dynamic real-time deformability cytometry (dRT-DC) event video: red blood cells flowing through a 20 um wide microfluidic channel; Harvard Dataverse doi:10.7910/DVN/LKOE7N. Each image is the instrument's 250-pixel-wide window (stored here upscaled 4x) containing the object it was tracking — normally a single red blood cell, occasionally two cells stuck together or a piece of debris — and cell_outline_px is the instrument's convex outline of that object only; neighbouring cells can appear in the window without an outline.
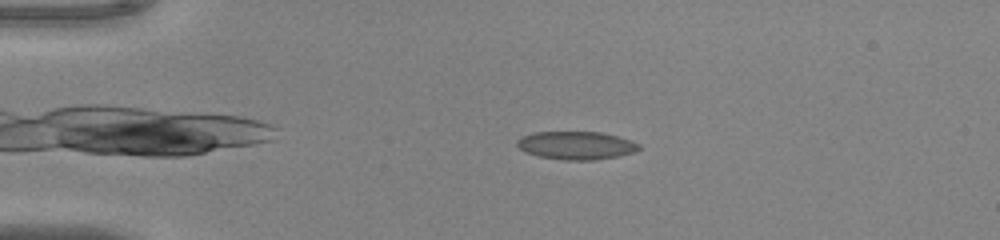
{"species": "common noctule bat (a hibernating species)", "species_latin": "Nyctalus noctula", "temperature_condition": "warm", "stored_images_in_passage": 49, "camera_frame_rate_fps": 3000, "um_per_image_px": 0.085, "animal": {"sex": "male", "body_mass_g": 20.0, "forearm_length_mm": 53.3}, "frame": {"image": 1, "passage_image": 9, "time_ms": 2.667, "image_size_px": [1000, 240], "cell_outline_px": [[640, 148], [636, 152], [620, 156], [596, 160], [564, 160], [540, 156], [524, 152], [516, 144], [516, 140], [520, 136], [532, 132], [600, 132], [620, 136], [632, 140], [640, 144]], "centroid_in_image_um": [49.0, 12.35], "position_along_channel_um": 36.0, "area_um2": 20.29}}
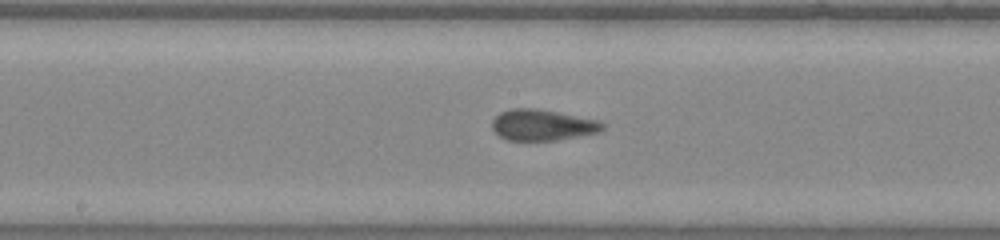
{"frame": {"image": 2, "passage_image": 25, "time_ms": 8.0, "image_size_px": [1000, 240], "cell_outline_px": [[604, 128], [600, 132], [556, 140], [508, 140], [500, 136], [492, 128], [492, 120], [500, 112], [512, 108], [536, 108], [596, 120], [604, 124]], "centroid_in_image_um": [46.08, 10.62], "position_along_channel_um": 202.1, "area_um2": 19.71}}
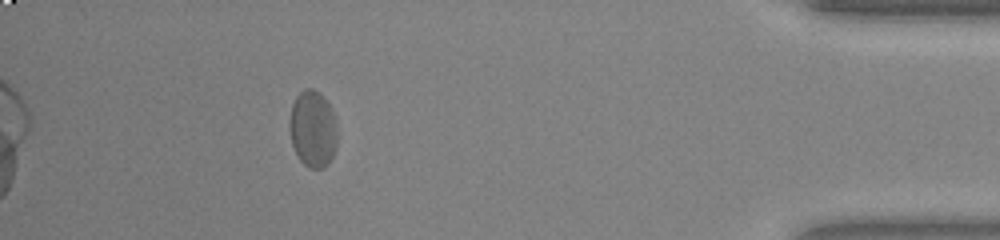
{"frame": {"image": 3, "passage_image": 44, "time_ms": 14.333, "image_size_px": [1000, 240], "cell_outline_px": [[336, 148], [328, 164], [324, 168], [308, 168], [300, 160], [292, 144], [288, 128], [288, 120], [292, 104], [296, 96], [304, 88], [312, 88], [320, 92], [332, 108], [336, 116]], "centroid_in_image_um": [26.58, 10.93], "position_along_channel_um": 408.6, "area_um2": 21.79}, "authors_computed_cell_mechanics": {"area_um2": 20.1722, "velocity_mm_per_s": 4.0189, "shape_relaxation_time_tau1_ms": null, "shape_relaxation_time_tau2_ms": 0.9883, "deformation_change_tau1": null, "deformation_change_tau2": 0.0706}}